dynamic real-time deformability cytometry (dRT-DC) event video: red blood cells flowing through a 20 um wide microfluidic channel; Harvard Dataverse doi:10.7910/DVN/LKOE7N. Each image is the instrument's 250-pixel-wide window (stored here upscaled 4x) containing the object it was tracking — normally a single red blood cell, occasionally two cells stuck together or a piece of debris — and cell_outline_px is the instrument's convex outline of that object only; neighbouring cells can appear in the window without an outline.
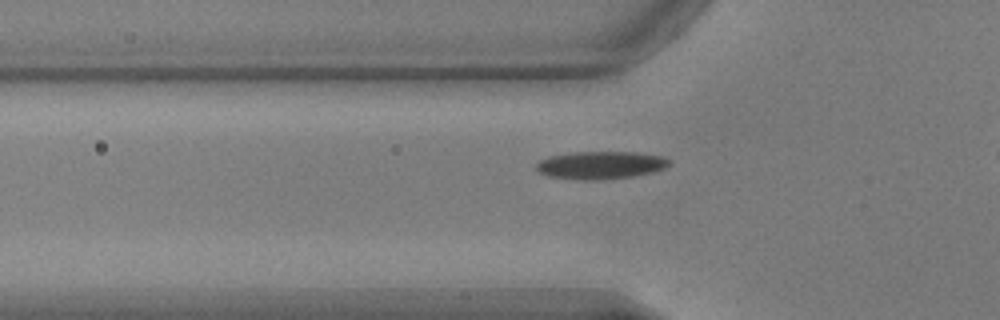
{"species": "common noctule bat (a hibernating species)", "species_latin": "Nyctalus noctula", "temperature_condition": "warm", "stored_images_in_passage": 40, "camera_frame_rate_fps": 3000, "um_per_image_px": 0.085, "animal": {"sex": "male", "body_mass_g": 17.9, "forearm_length_mm": 54.2}, "frame": {"image": 1, "passage_image": 11, "time_ms": 3.333, "image_size_px": [1000, 320], "cell_outline_px": [[672, 164], [664, 168], [652, 172], [632, 176], [596, 180], [580, 180], [548, 176], [536, 172], [536, 164], [540, 160], [548, 156], [572, 152], [636, 152], [664, 156], [672, 160]], "centroid_in_image_um": [51.05, 14.03], "position_along_channel_um": 74.7, "area_um2": 21.73}}
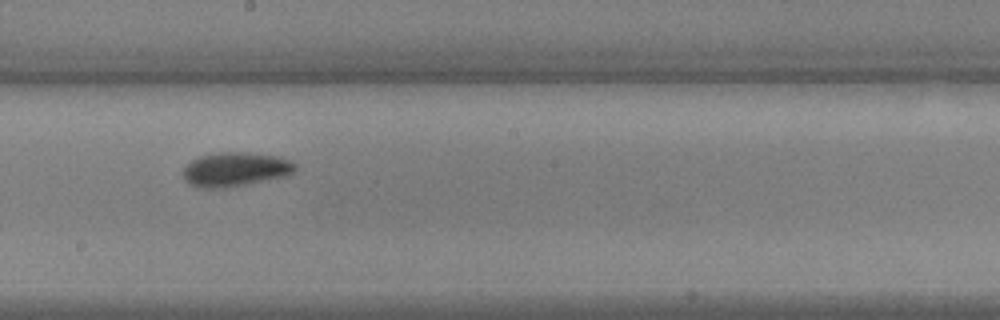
{"frame": {"image": 2, "passage_image": 23, "time_ms": 7.333, "image_size_px": [1000, 320], "cell_outline_px": [[296, 168], [292, 172], [284, 176], [248, 184], [224, 188], [196, 188], [188, 184], [184, 180], [180, 172], [192, 160], [200, 156], [220, 152], [248, 152], [280, 156], [296, 164]], "centroid_in_image_um": [19.95, 14.4], "position_along_channel_um": 228.3, "area_um2": 22.54}}
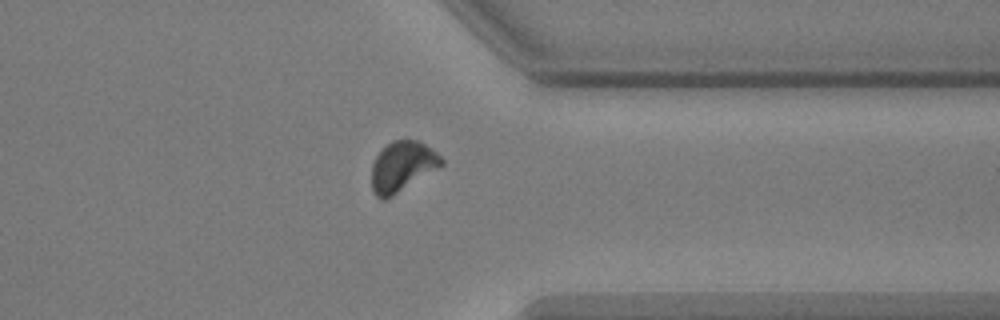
{"frame": {"image": 3, "passage_image": 35, "time_ms": 11.333, "image_size_px": [1000, 320], "cell_outline_px": [[444, 164], [392, 196], [384, 200], [380, 200], [372, 192], [372, 164], [376, 156], [392, 140], [420, 140], [432, 148], [444, 160]], "centroid_in_image_um": [34.19, 14.15], "position_along_channel_um": 377.2, "area_um2": 20.29}, "authors_computed_cell_mechanics": {"area_um2": 20.4901, "velocity_mm_per_s": 3.8194, "shape_relaxation_time_tau1_ms": 2.4609, "shape_relaxation_time_tau2_ms": 2.8249, "deformation_change_tau1": 0.114, "deformation_change_tau2": 0.0571}}